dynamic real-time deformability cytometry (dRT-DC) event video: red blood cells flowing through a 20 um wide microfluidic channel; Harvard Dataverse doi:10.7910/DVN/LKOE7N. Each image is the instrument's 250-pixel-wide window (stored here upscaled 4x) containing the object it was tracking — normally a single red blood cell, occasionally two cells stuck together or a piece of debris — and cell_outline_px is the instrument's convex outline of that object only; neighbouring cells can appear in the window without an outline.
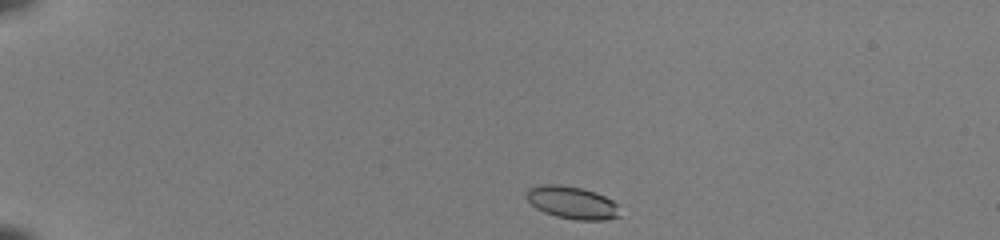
{"species": "common noctule bat (a hibernating species)", "species_latin": "Nyctalus noctula", "temperature_condition": "room temperature", "stored_images_in_passage": 41, "camera_frame_rate_fps": 3000, "um_per_image_px": 0.085, "animal": {"sex": "female", "body_mass_g": 22.0, "forearm_length_mm": 56.7}, "frame": {"image": 1, "passage_image": 1, "time_ms": 0.0, "image_size_px": [1000, 240], "cell_outline_px": [[620, 216], [608, 220], [576, 220], [556, 216], [544, 212], [536, 208], [524, 196], [524, 192], [528, 188], [540, 184], [560, 184], [580, 188], [596, 192], [612, 200], [616, 204]], "centroid_in_image_um": [48.59, 17.21], "position_along_channel_um": 36.4, "area_um2": 17.86}}
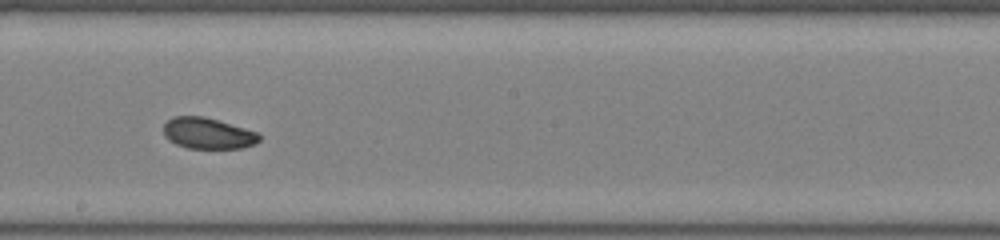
{"frame": {"image": 2, "passage_image": 21, "time_ms": 6.667, "image_size_px": [1000, 240], "cell_outline_px": [[260, 140], [256, 144], [244, 148], [188, 148], [176, 144], [168, 140], [164, 136], [164, 124], [172, 116], [204, 116], [260, 132]], "centroid_in_image_um": [17.7, 11.33], "position_along_channel_um": 230.5, "area_um2": 17.57}}
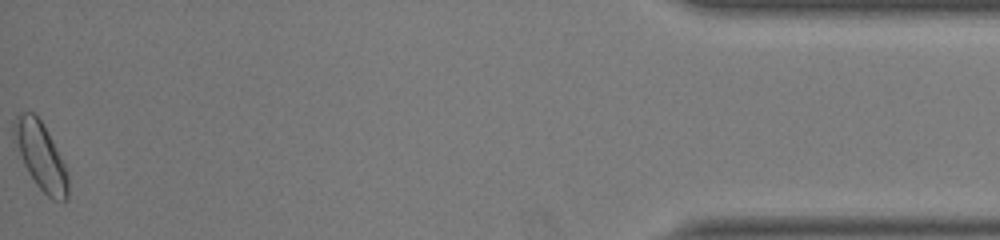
{"frame": {"image": 3, "passage_image": 41, "time_ms": 13.333, "image_size_px": [1000, 240], "cell_outline_px": [[68, 200], [52, 200], [36, 184], [28, 172], [12, 140], [12, 120], [20, 112], [36, 112], [56, 148], [68, 172]], "centroid_in_image_um": [3.42, 13.22], "position_along_channel_um": 431.8, "area_um2": 21.33}, "authors_computed_cell_mechanics": {"area_um2": 18.0914, "velocity_mm_per_s": 4.0717, "shape_relaxation_time_tau1_ms": 8.1177, "shape_relaxation_time_tau2_ms": 2.5769, "deformation_change_tau1": 0.1326, "deformation_change_tau2": 0.0611}}